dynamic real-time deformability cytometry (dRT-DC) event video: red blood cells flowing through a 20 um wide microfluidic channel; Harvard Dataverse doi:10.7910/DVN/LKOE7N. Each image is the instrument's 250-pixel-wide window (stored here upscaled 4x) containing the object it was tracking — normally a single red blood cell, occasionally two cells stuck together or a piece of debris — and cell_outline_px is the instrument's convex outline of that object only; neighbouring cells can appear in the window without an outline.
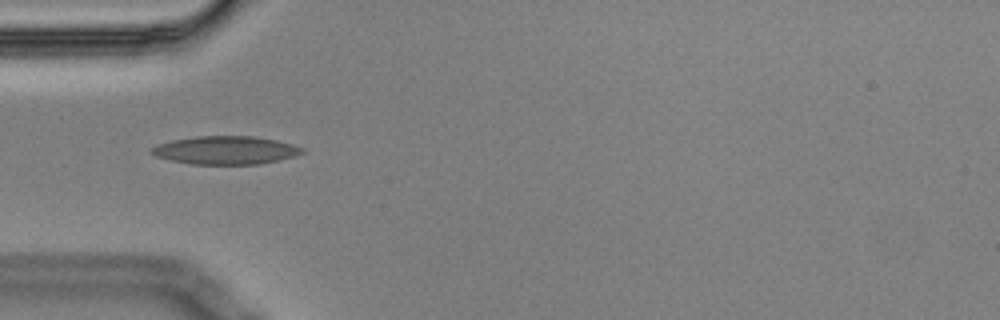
{"species": "Egyptian fruit bat (a non-hibernating species)", "species_latin": "Rousettus aegyptiacus", "temperature_condition": "cold", "stored_images_in_passage": 3, "camera_frame_rate_fps": 3000, "um_per_image_px": 0.085, "animal": {"sex": "male"}, "frame": {"image": 1, "passage_image": 2, "time_ms": 0.333, "image_size_px": [1000, 320], "cell_outline_px": [[304, 152], [296, 156], [260, 164], [192, 164], [168, 160], [156, 156], [148, 152], [148, 148], [156, 144], [172, 140], [196, 136], [256, 136], [276, 140], [292, 144], [304, 148]], "centroid_in_image_um": [19.13, 12.76], "position_along_channel_um": 65.9, "area_um2": 25.03}}